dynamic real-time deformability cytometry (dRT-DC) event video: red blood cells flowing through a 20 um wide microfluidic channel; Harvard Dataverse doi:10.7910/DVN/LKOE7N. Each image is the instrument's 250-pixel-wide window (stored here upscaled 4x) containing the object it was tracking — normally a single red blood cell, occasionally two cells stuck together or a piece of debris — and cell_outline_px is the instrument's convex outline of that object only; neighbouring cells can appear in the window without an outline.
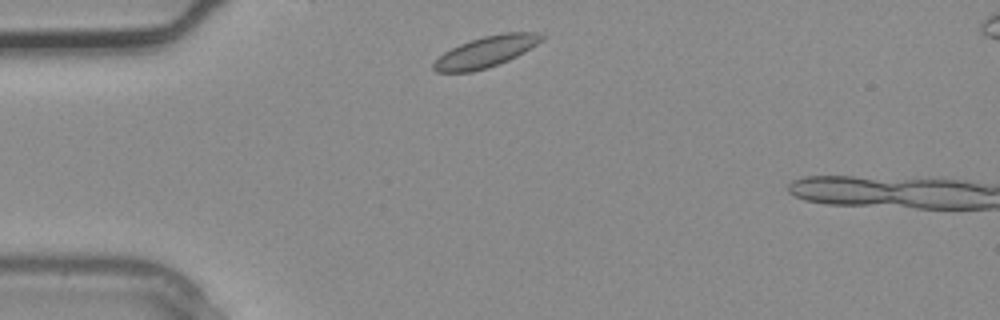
{"species": "common noctule bat (a hibernating species)", "species_latin": "Nyctalus noctula", "temperature_condition": "warm", "stored_images_in_passage": 2, "camera_frame_rate_fps": 3000, "um_per_image_px": 0.085, "animal": {"sex": "male", "body_mass_g": 20.4}, "frame": {"image": 1, "passage_image": 1, "time_ms": 0.0, "image_size_px": [1000, 320], "cell_outline_px": [[544, 36], [536, 44], [524, 52], [508, 60], [488, 68], [472, 72], [436, 72], [432, 68], [432, 64], [444, 52], [460, 44], [484, 36], [504, 32], [540, 32]], "centroid_in_image_um": [41.29, 4.4], "position_along_channel_um": 43.7, "area_um2": 19.31}}